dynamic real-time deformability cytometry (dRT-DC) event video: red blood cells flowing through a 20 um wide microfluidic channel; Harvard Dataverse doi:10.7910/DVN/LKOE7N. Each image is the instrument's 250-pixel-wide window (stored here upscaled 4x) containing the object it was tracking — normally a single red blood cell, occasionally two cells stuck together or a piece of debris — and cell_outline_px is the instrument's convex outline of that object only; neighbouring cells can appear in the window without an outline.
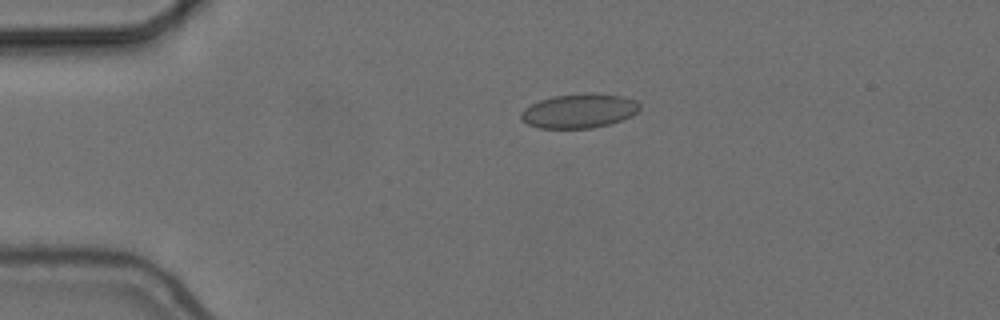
{"species": "common noctule bat (a hibernating species)", "species_latin": "Nyctalus noctula", "temperature_condition": "cold", "stored_images_in_passage": 3, "camera_frame_rate_fps": 3000, "um_per_image_px": 0.085, "animal": {"sex": "female", "body_mass_g": 24.6, "forearm_length_mm": 56.2}, "frame": {"image": 1, "passage_image": 1, "time_ms": 0.0, "image_size_px": [1000, 320], "cell_outline_px": [[640, 108], [632, 116], [608, 124], [592, 128], [540, 128], [528, 124], [520, 116], [520, 112], [524, 108], [540, 100], [556, 96], [588, 92], [620, 96], [636, 100], [640, 104]], "centroid_in_image_um": [49.23, 9.42], "position_along_channel_um": 35.8, "area_um2": 23.52}}
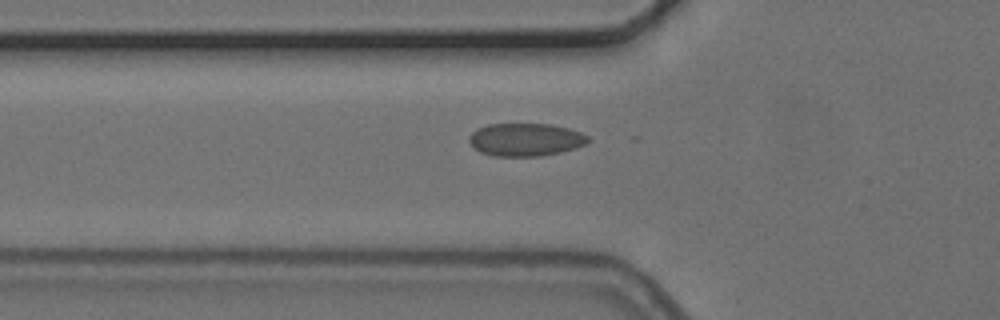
{"frame": {"image": 2, "passage_image": 3, "time_ms": 2.333, "image_size_px": [1000, 320], "cell_outline_px": [[588, 140], [584, 144], [576, 148], [560, 152], [540, 156], [492, 156], [480, 152], [468, 140], [468, 136], [476, 128], [488, 124], [552, 124], [568, 128], [580, 132], [588, 136]], "centroid_in_image_um": [44.64, 11.86], "position_along_channel_um": 81.2, "area_um2": 22.77}}